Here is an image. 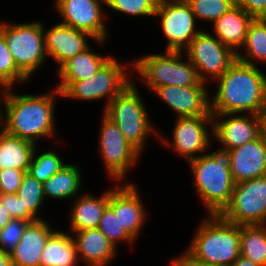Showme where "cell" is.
<instances>
[{
  "label": "cell",
  "mask_w": 266,
  "mask_h": 266,
  "mask_svg": "<svg viewBox=\"0 0 266 266\" xmlns=\"http://www.w3.org/2000/svg\"><path fill=\"white\" fill-rule=\"evenodd\" d=\"M155 15L162 17V31L169 40L167 50L182 51L201 32L194 29L195 15L186 0H159Z\"/></svg>",
  "instance_id": "8fae6325"
},
{
  "label": "cell",
  "mask_w": 266,
  "mask_h": 266,
  "mask_svg": "<svg viewBox=\"0 0 266 266\" xmlns=\"http://www.w3.org/2000/svg\"><path fill=\"white\" fill-rule=\"evenodd\" d=\"M106 0H57L56 8L64 21L61 24L85 31L96 41L102 42L106 37L100 3Z\"/></svg>",
  "instance_id": "4fadbf2b"
},
{
  "label": "cell",
  "mask_w": 266,
  "mask_h": 266,
  "mask_svg": "<svg viewBox=\"0 0 266 266\" xmlns=\"http://www.w3.org/2000/svg\"><path fill=\"white\" fill-rule=\"evenodd\" d=\"M98 229L115 247L118 240H134L120 225V221L118 220V213H114L113 209L109 205L103 212L98 225Z\"/></svg>",
  "instance_id": "836d02e7"
},
{
  "label": "cell",
  "mask_w": 266,
  "mask_h": 266,
  "mask_svg": "<svg viewBox=\"0 0 266 266\" xmlns=\"http://www.w3.org/2000/svg\"><path fill=\"white\" fill-rule=\"evenodd\" d=\"M213 116L178 117L173 132V146L180 155L192 160L197 152L205 151L210 137L204 123L211 121Z\"/></svg>",
  "instance_id": "e0dca14e"
},
{
  "label": "cell",
  "mask_w": 266,
  "mask_h": 266,
  "mask_svg": "<svg viewBox=\"0 0 266 266\" xmlns=\"http://www.w3.org/2000/svg\"><path fill=\"white\" fill-rule=\"evenodd\" d=\"M36 145L13 136L2 129L0 133V169L14 168L25 173L31 164Z\"/></svg>",
  "instance_id": "cb8c5ba5"
},
{
  "label": "cell",
  "mask_w": 266,
  "mask_h": 266,
  "mask_svg": "<svg viewBox=\"0 0 266 266\" xmlns=\"http://www.w3.org/2000/svg\"><path fill=\"white\" fill-rule=\"evenodd\" d=\"M231 266H259L255 264L254 262L250 261L249 259H246L243 256H239Z\"/></svg>",
  "instance_id": "7bdbcfd3"
},
{
  "label": "cell",
  "mask_w": 266,
  "mask_h": 266,
  "mask_svg": "<svg viewBox=\"0 0 266 266\" xmlns=\"http://www.w3.org/2000/svg\"><path fill=\"white\" fill-rule=\"evenodd\" d=\"M29 222L30 221L19 218H12L10 222L0 230V249L10 253L20 242L23 231Z\"/></svg>",
  "instance_id": "d590c367"
},
{
  "label": "cell",
  "mask_w": 266,
  "mask_h": 266,
  "mask_svg": "<svg viewBox=\"0 0 266 266\" xmlns=\"http://www.w3.org/2000/svg\"><path fill=\"white\" fill-rule=\"evenodd\" d=\"M220 215L237 225H265L266 175L236 183L231 201Z\"/></svg>",
  "instance_id": "ba28073f"
},
{
  "label": "cell",
  "mask_w": 266,
  "mask_h": 266,
  "mask_svg": "<svg viewBox=\"0 0 266 266\" xmlns=\"http://www.w3.org/2000/svg\"><path fill=\"white\" fill-rule=\"evenodd\" d=\"M17 68L27 77L45 60L44 29L41 23L0 25Z\"/></svg>",
  "instance_id": "52a82bcc"
},
{
  "label": "cell",
  "mask_w": 266,
  "mask_h": 266,
  "mask_svg": "<svg viewBox=\"0 0 266 266\" xmlns=\"http://www.w3.org/2000/svg\"><path fill=\"white\" fill-rule=\"evenodd\" d=\"M96 40L91 34L64 24L52 27L44 34L45 50L61 67L66 61L89 48L86 37Z\"/></svg>",
  "instance_id": "2e32d148"
},
{
  "label": "cell",
  "mask_w": 266,
  "mask_h": 266,
  "mask_svg": "<svg viewBox=\"0 0 266 266\" xmlns=\"http://www.w3.org/2000/svg\"><path fill=\"white\" fill-rule=\"evenodd\" d=\"M100 151L110 176L123 178L127 167L134 164L140 154L123 136L119 127L106 115L101 126Z\"/></svg>",
  "instance_id": "7c38bea8"
},
{
  "label": "cell",
  "mask_w": 266,
  "mask_h": 266,
  "mask_svg": "<svg viewBox=\"0 0 266 266\" xmlns=\"http://www.w3.org/2000/svg\"><path fill=\"white\" fill-rule=\"evenodd\" d=\"M188 161L208 212L210 215L221 214L231 201L235 185L226 154L217 151Z\"/></svg>",
  "instance_id": "277c9868"
},
{
  "label": "cell",
  "mask_w": 266,
  "mask_h": 266,
  "mask_svg": "<svg viewBox=\"0 0 266 266\" xmlns=\"http://www.w3.org/2000/svg\"><path fill=\"white\" fill-rule=\"evenodd\" d=\"M244 46L248 56L266 61V19H253Z\"/></svg>",
  "instance_id": "f546056e"
},
{
  "label": "cell",
  "mask_w": 266,
  "mask_h": 266,
  "mask_svg": "<svg viewBox=\"0 0 266 266\" xmlns=\"http://www.w3.org/2000/svg\"><path fill=\"white\" fill-rule=\"evenodd\" d=\"M104 112L119 127L125 139L140 152L152 128L136 87L129 84L105 106Z\"/></svg>",
  "instance_id": "5b68a950"
},
{
  "label": "cell",
  "mask_w": 266,
  "mask_h": 266,
  "mask_svg": "<svg viewBox=\"0 0 266 266\" xmlns=\"http://www.w3.org/2000/svg\"><path fill=\"white\" fill-rule=\"evenodd\" d=\"M253 19L235 5L213 23L215 35L221 43L236 51V46H244L248 28Z\"/></svg>",
  "instance_id": "44dd1931"
},
{
  "label": "cell",
  "mask_w": 266,
  "mask_h": 266,
  "mask_svg": "<svg viewBox=\"0 0 266 266\" xmlns=\"http://www.w3.org/2000/svg\"><path fill=\"white\" fill-rule=\"evenodd\" d=\"M195 15V18H201L215 22L223 14L235 6V0H186Z\"/></svg>",
  "instance_id": "1f68e13d"
},
{
  "label": "cell",
  "mask_w": 266,
  "mask_h": 266,
  "mask_svg": "<svg viewBox=\"0 0 266 266\" xmlns=\"http://www.w3.org/2000/svg\"><path fill=\"white\" fill-rule=\"evenodd\" d=\"M109 196L110 191L103 194L99 199L87 194L78 199L73 206V211H71L72 231L98 228L103 212L108 206Z\"/></svg>",
  "instance_id": "484cf974"
},
{
  "label": "cell",
  "mask_w": 266,
  "mask_h": 266,
  "mask_svg": "<svg viewBox=\"0 0 266 266\" xmlns=\"http://www.w3.org/2000/svg\"><path fill=\"white\" fill-rule=\"evenodd\" d=\"M52 233L42 219L29 222L23 231L20 242L9 253L13 265L39 266L43 247Z\"/></svg>",
  "instance_id": "ffe728a7"
},
{
  "label": "cell",
  "mask_w": 266,
  "mask_h": 266,
  "mask_svg": "<svg viewBox=\"0 0 266 266\" xmlns=\"http://www.w3.org/2000/svg\"><path fill=\"white\" fill-rule=\"evenodd\" d=\"M261 123V136L266 142V108L259 114Z\"/></svg>",
  "instance_id": "ee69618b"
},
{
  "label": "cell",
  "mask_w": 266,
  "mask_h": 266,
  "mask_svg": "<svg viewBox=\"0 0 266 266\" xmlns=\"http://www.w3.org/2000/svg\"><path fill=\"white\" fill-rule=\"evenodd\" d=\"M17 195L21 198L23 210H29L38 218L36 213H38L37 211L43 202V197H45L43 183L26 172L22 178Z\"/></svg>",
  "instance_id": "f1b7e54d"
},
{
  "label": "cell",
  "mask_w": 266,
  "mask_h": 266,
  "mask_svg": "<svg viewBox=\"0 0 266 266\" xmlns=\"http://www.w3.org/2000/svg\"><path fill=\"white\" fill-rule=\"evenodd\" d=\"M200 226L187 253L212 266H231L240 256V225L211 215Z\"/></svg>",
  "instance_id": "3957f363"
},
{
  "label": "cell",
  "mask_w": 266,
  "mask_h": 266,
  "mask_svg": "<svg viewBox=\"0 0 266 266\" xmlns=\"http://www.w3.org/2000/svg\"><path fill=\"white\" fill-rule=\"evenodd\" d=\"M0 266H14L8 252L0 249Z\"/></svg>",
  "instance_id": "b9f144b4"
},
{
  "label": "cell",
  "mask_w": 266,
  "mask_h": 266,
  "mask_svg": "<svg viewBox=\"0 0 266 266\" xmlns=\"http://www.w3.org/2000/svg\"><path fill=\"white\" fill-rule=\"evenodd\" d=\"M218 91L210 104L214 117L249 111L259 115L266 108V76L241 53L221 77Z\"/></svg>",
  "instance_id": "6da1fadb"
},
{
  "label": "cell",
  "mask_w": 266,
  "mask_h": 266,
  "mask_svg": "<svg viewBox=\"0 0 266 266\" xmlns=\"http://www.w3.org/2000/svg\"><path fill=\"white\" fill-rule=\"evenodd\" d=\"M77 257L73 237L53 231L43 247L39 266H76Z\"/></svg>",
  "instance_id": "d4e9b609"
},
{
  "label": "cell",
  "mask_w": 266,
  "mask_h": 266,
  "mask_svg": "<svg viewBox=\"0 0 266 266\" xmlns=\"http://www.w3.org/2000/svg\"><path fill=\"white\" fill-rule=\"evenodd\" d=\"M235 5L254 19H266V0H235Z\"/></svg>",
  "instance_id": "f35d334b"
},
{
  "label": "cell",
  "mask_w": 266,
  "mask_h": 266,
  "mask_svg": "<svg viewBox=\"0 0 266 266\" xmlns=\"http://www.w3.org/2000/svg\"><path fill=\"white\" fill-rule=\"evenodd\" d=\"M172 266H212L208 263L198 261L190 256L187 252L184 257L178 258L175 261H172Z\"/></svg>",
  "instance_id": "ab89813d"
},
{
  "label": "cell",
  "mask_w": 266,
  "mask_h": 266,
  "mask_svg": "<svg viewBox=\"0 0 266 266\" xmlns=\"http://www.w3.org/2000/svg\"><path fill=\"white\" fill-rule=\"evenodd\" d=\"M240 255L259 266H266L264 225H240Z\"/></svg>",
  "instance_id": "4316f807"
},
{
  "label": "cell",
  "mask_w": 266,
  "mask_h": 266,
  "mask_svg": "<svg viewBox=\"0 0 266 266\" xmlns=\"http://www.w3.org/2000/svg\"><path fill=\"white\" fill-rule=\"evenodd\" d=\"M54 93L51 95H14L5 91L6 122L4 129L7 133L28 140L35 144L36 137L54 133Z\"/></svg>",
  "instance_id": "7a4b0ae2"
},
{
  "label": "cell",
  "mask_w": 266,
  "mask_h": 266,
  "mask_svg": "<svg viewBox=\"0 0 266 266\" xmlns=\"http://www.w3.org/2000/svg\"><path fill=\"white\" fill-rule=\"evenodd\" d=\"M25 172L14 168L0 169V193L17 194Z\"/></svg>",
  "instance_id": "74e56055"
},
{
  "label": "cell",
  "mask_w": 266,
  "mask_h": 266,
  "mask_svg": "<svg viewBox=\"0 0 266 266\" xmlns=\"http://www.w3.org/2000/svg\"><path fill=\"white\" fill-rule=\"evenodd\" d=\"M224 153L235 184L266 175V142L262 136Z\"/></svg>",
  "instance_id": "5bb4252c"
},
{
  "label": "cell",
  "mask_w": 266,
  "mask_h": 266,
  "mask_svg": "<svg viewBox=\"0 0 266 266\" xmlns=\"http://www.w3.org/2000/svg\"><path fill=\"white\" fill-rule=\"evenodd\" d=\"M35 151L36 148L27 173L39 182L44 183L51 176L56 174L65 164H63L62 160L55 154V152L41 154L34 160Z\"/></svg>",
  "instance_id": "4dcf8cb0"
},
{
  "label": "cell",
  "mask_w": 266,
  "mask_h": 266,
  "mask_svg": "<svg viewBox=\"0 0 266 266\" xmlns=\"http://www.w3.org/2000/svg\"><path fill=\"white\" fill-rule=\"evenodd\" d=\"M251 116L252 119L237 115L212 125L214 126L212 128L213 135L225 146L222 150L218 149L217 151L228 152L261 136L259 115L251 114Z\"/></svg>",
  "instance_id": "d6986e66"
},
{
  "label": "cell",
  "mask_w": 266,
  "mask_h": 266,
  "mask_svg": "<svg viewBox=\"0 0 266 266\" xmlns=\"http://www.w3.org/2000/svg\"><path fill=\"white\" fill-rule=\"evenodd\" d=\"M74 239L77 255L90 266H104L115 255V246L98 229H88L75 232Z\"/></svg>",
  "instance_id": "7402d4cb"
},
{
  "label": "cell",
  "mask_w": 266,
  "mask_h": 266,
  "mask_svg": "<svg viewBox=\"0 0 266 266\" xmlns=\"http://www.w3.org/2000/svg\"><path fill=\"white\" fill-rule=\"evenodd\" d=\"M0 203H4L7 211L13 218H19L26 221H36V218L29 210H23V203L17 194H3L0 193Z\"/></svg>",
  "instance_id": "8d00e7d4"
},
{
  "label": "cell",
  "mask_w": 266,
  "mask_h": 266,
  "mask_svg": "<svg viewBox=\"0 0 266 266\" xmlns=\"http://www.w3.org/2000/svg\"><path fill=\"white\" fill-rule=\"evenodd\" d=\"M166 55H148L138 60L134 66L142 79L154 90L160 86L176 85L180 87L204 86L195 66L188 60L183 63L182 51H166Z\"/></svg>",
  "instance_id": "8992f818"
},
{
  "label": "cell",
  "mask_w": 266,
  "mask_h": 266,
  "mask_svg": "<svg viewBox=\"0 0 266 266\" xmlns=\"http://www.w3.org/2000/svg\"><path fill=\"white\" fill-rule=\"evenodd\" d=\"M80 171L75 165L66 164L56 174L43 183L44 196L68 198L80 188Z\"/></svg>",
  "instance_id": "83f0119b"
},
{
  "label": "cell",
  "mask_w": 266,
  "mask_h": 266,
  "mask_svg": "<svg viewBox=\"0 0 266 266\" xmlns=\"http://www.w3.org/2000/svg\"><path fill=\"white\" fill-rule=\"evenodd\" d=\"M139 197L132 184L124 186V188L117 186L116 190H110L108 202L114 213H118L120 225L133 239L139 233L146 217Z\"/></svg>",
  "instance_id": "ac0fdd59"
},
{
  "label": "cell",
  "mask_w": 266,
  "mask_h": 266,
  "mask_svg": "<svg viewBox=\"0 0 266 266\" xmlns=\"http://www.w3.org/2000/svg\"><path fill=\"white\" fill-rule=\"evenodd\" d=\"M120 64L110 58L91 78L71 83L60 95L83 100H95L108 96V103L129 84Z\"/></svg>",
  "instance_id": "30bf717a"
},
{
  "label": "cell",
  "mask_w": 266,
  "mask_h": 266,
  "mask_svg": "<svg viewBox=\"0 0 266 266\" xmlns=\"http://www.w3.org/2000/svg\"><path fill=\"white\" fill-rule=\"evenodd\" d=\"M204 86H160L153 91L164 100L178 117L212 116Z\"/></svg>",
  "instance_id": "9a60e30c"
},
{
  "label": "cell",
  "mask_w": 266,
  "mask_h": 266,
  "mask_svg": "<svg viewBox=\"0 0 266 266\" xmlns=\"http://www.w3.org/2000/svg\"><path fill=\"white\" fill-rule=\"evenodd\" d=\"M159 0H106L110 8L131 15H155Z\"/></svg>",
  "instance_id": "e575fe53"
},
{
  "label": "cell",
  "mask_w": 266,
  "mask_h": 266,
  "mask_svg": "<svg viewBox=\"0 0 266 266\" xmlns=\"http://www.w3.org/2000/svg\"><path fill=\"white\" fill-rule=\"evenodd\" d=\"M10 212L4 206V203H0V230H2L12 219Z\"/></svg>",
  "instance_id": "60d3db41"
},
{
  "label": "cell",
  "mask_w": 266,
  "mask_h": 266,
  "mask_svg": "<svg viewBox=\"0 0 266 266\" xmlns=\"http://www.w3.org/2000/svg\"><path fill=\"white\" fill-rule=\"evenodd\" d=\"M185 50L202 82L206 79L203 74H209V76L211 74L218 79L237 61L236 51L225 46L216 37L202 31L192 39Z\"/></svg>",
  "instance_id": "9c48e42d"
},
{
  "label": "cell",
  "mask_w": 266,
  "mask_h": 266,
  "mask_svg": "<svg viewBox=\"0 0 266 266\" xmlns=\"http://www.w3.org/2000/svg\"><path fill=\"white\" fill-rule=\"evenodd\" d=\"M111 57H102L89 48L66 61L59 69L61 84L57 90L62 93L71 83L91 78Z\"/></svg>",
  "instance_id": "603a6c76"
},
{
  "label": "cell",
  "mask_w": 266,
  "mask_h": 266,
  "mask_svg": "<svg viewBox=\"0 0 266 266\" xmlns=\"http://www.w3.org/2000/svg\"><path fill=\"white\" fill-rule=\"evenodd\" d=\"M27 77L17 68L9 51L4 35L0 32V84L11 88L15 81H25Z\"/></svg>",
  "instance_id": "d6a6232c"
}]
</instances>
